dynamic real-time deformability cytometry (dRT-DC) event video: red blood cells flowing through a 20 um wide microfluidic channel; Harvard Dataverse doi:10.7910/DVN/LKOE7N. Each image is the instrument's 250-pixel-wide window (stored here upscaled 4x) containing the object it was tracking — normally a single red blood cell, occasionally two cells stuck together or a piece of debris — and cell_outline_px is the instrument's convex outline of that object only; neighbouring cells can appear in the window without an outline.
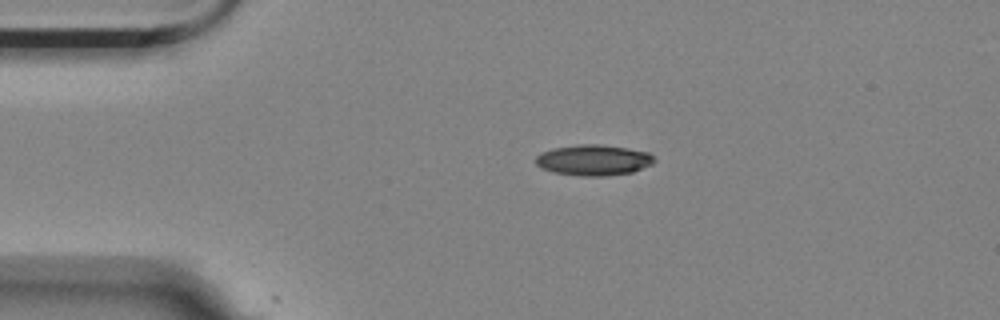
{"species": "Egyptian fruit bat (a non-hibernating species)", "species_latin": "Rousettus aegyptiacus", "temperature_condition": "room temperature", "stored_images_in_passage": 2, "camera_frame_rate_fps": 3000, "um_per_image_px": 0.085, "animal": {"sex": "female"}, "frame": {"image": 1, "passage_image": 1, "time_ms": 0.0, "image_size_px": [1000, 320], "cell_outline_px": [[656, 160], [652, 164], [632, 172], [608, 176], [580, 176], [552, 172], [540, 168], [536, 164], [536, 156], [540, 152], [552, 148], [580, 144], [600, 144], [628, 148], [648, 152]], "centroid_in_image_um": [50.42, 13.61], "position_along_channel_um": 34.6, "area_um2": 21.44}}